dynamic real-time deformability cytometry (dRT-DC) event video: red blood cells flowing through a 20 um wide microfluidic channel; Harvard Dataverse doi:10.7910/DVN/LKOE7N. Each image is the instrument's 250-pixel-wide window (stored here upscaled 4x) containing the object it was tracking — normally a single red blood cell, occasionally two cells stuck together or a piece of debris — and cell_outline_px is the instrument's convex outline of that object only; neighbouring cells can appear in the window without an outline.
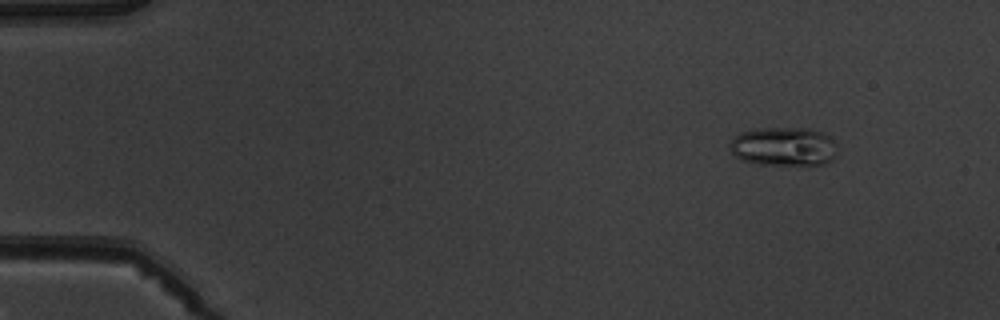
{"species": "common noctule bat (a hibernating species)", "species_latin": "Nyctalus noctula", "temperature_condition": "warm", "stored_images_in_passage": 5, "camera_frame_rate_fps": 3000, "um_per_image_px": 0.085, "animal": {"sex": "male", "body_mass_g": 19.5, "forearm_length_mm": 54.6}, "frame": {"image": 1, "passage_image": 2, "time_ms": 1.333, "image_size_px": [1000, 320], "cell_outline_px": [[836, 156], [832, 160], [824, 164], [760, 164], [740, 160], [732, 152], [728, 144], [740, 132], [756, 128], [808, 128], [820, 132], [828, 136], [832, 140]], "centroid_in_image_um": [66.57, 12.45], "position_along_channel_um": 18.4, "area_um2": 24.1}}